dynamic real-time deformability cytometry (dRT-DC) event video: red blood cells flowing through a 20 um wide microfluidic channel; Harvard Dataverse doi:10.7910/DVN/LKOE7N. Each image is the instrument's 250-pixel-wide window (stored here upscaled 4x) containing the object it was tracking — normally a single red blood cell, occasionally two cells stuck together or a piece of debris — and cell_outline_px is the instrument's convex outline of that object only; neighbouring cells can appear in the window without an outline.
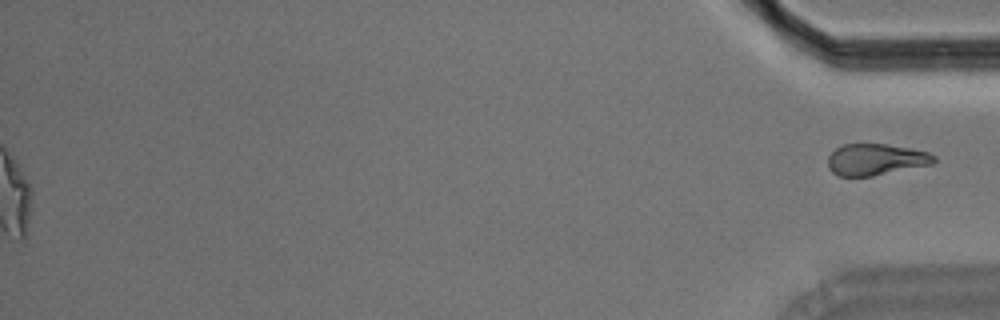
{"species": "Egyptian fruit bat (a non-hibernating species)", "species_latin": "Rousettus aegyptiacus", "temperature_condition": "room temperature", "stored_images_in_passage": 55, "segment_of_instrument_passage": [2, 2], "camera_frame_rate_fps": 3000, "um_per_image_px": 0.085, "animal": {"sex": "male"}, "frame": {"image": 1, "passage_image": 55, "time_ms": 18.0, "image_size_px": [1000, 320], "cell_outline_px": [[936, 160], [932, 164], [872, 176], [836, 176], [828, 168], [828, 156], [836, 148], [844, 144], [884, 144], [908, 148], [928, 152], [936, 156]], "centroid_in_image_um": [74.42, 13.56], "position_along_channel_um": 360.8, "area_um2": 19.36}}